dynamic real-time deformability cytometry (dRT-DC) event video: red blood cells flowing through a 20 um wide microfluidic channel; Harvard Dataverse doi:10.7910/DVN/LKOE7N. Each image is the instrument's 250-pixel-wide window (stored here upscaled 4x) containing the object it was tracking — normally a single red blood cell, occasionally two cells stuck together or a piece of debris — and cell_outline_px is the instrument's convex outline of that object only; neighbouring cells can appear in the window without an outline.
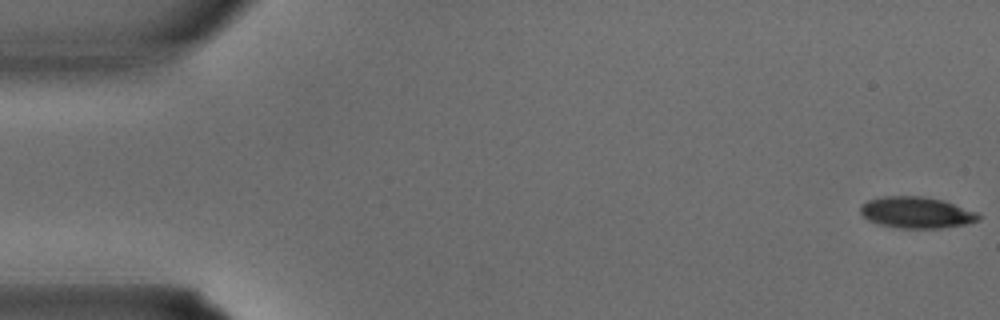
{"species": "common noctule bat (a hibernating species)", "species_latin": "Nyctalus noctula", "temperature_condition": "warm", "stored_images_in_passage": 35, "camera_frame_rate_fps": 3000, "um_per_image_px": 0.085, "animal": {"sex": "male", "body_mass_g": 15.6}, "frame": {"image": 1, "passage_image": 1, "time_ms": 0.0, "image_size_px": [1000, 320], "cell_outline_px": [[980, 220], [964, 224], [940, 228], [900, 228], [876, 224], [868, 220], [860, 212], [860, 204], [868, 200], [884, 196], [920, 196], [944, 200], [976, 212], [980, 216]], "centroid_in_image_um": [77.86, 18.06], "position_along_channel_um": 7.1, "area_um2": 21.56}}
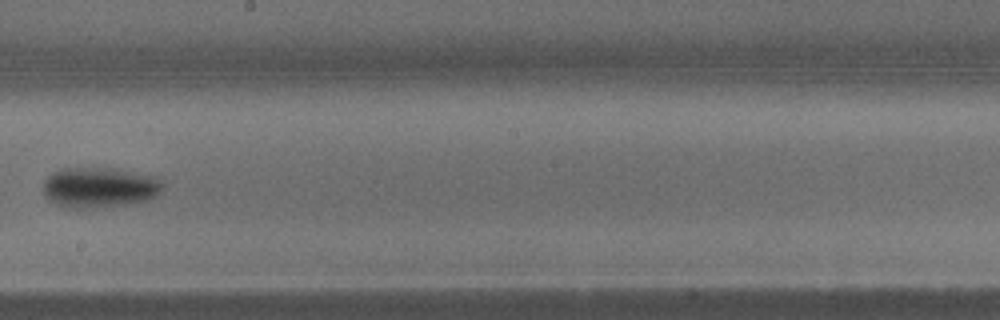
{"frame": {"image": 2, "passage_image": 20, "time_ms": 6.333, "image_size_px": [1000, 320], "cell_outline_px": [[164, 184], [160, 192], [156, 196], [144, 200], [104, 208], [68, 208], [56, 204], [48, 200], [44, 192], [44, 180], [48, 176], [64, 168], [104, 168], [148, 176], [160, 180]], "centroid_in_image_um": [8.39, 15.96], "position_along_channel_um": 239.8, "area_um2": 27.51}}
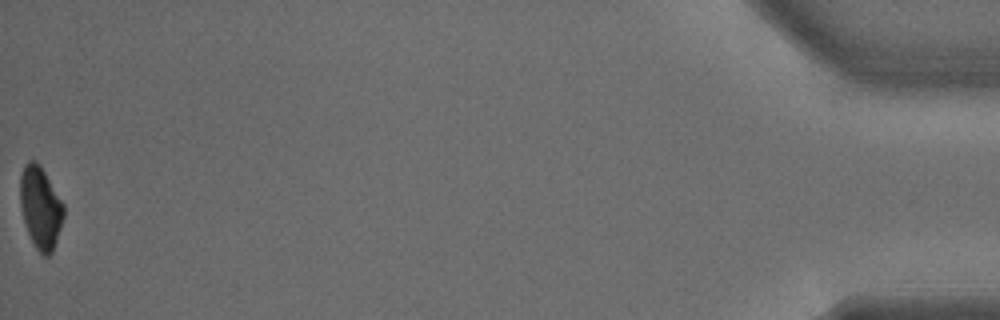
{"frame": {"image": 3, "passage_image": 35, "time_ms": 11.333, "image_size_px": [1000, 320], "cell_outline_px": [[64, 216], [52, 252], [48, 256], [44, 256], [36, 248], [24, 224], [20, 208], [20, 172], [24, 164], [28, 160], [36, 160], [40, 164], [64, 204]], "centroid_in_image_um": [3.42, 17.59], "position_along_channel_um": 431.8, "area_um2": 20.92}}